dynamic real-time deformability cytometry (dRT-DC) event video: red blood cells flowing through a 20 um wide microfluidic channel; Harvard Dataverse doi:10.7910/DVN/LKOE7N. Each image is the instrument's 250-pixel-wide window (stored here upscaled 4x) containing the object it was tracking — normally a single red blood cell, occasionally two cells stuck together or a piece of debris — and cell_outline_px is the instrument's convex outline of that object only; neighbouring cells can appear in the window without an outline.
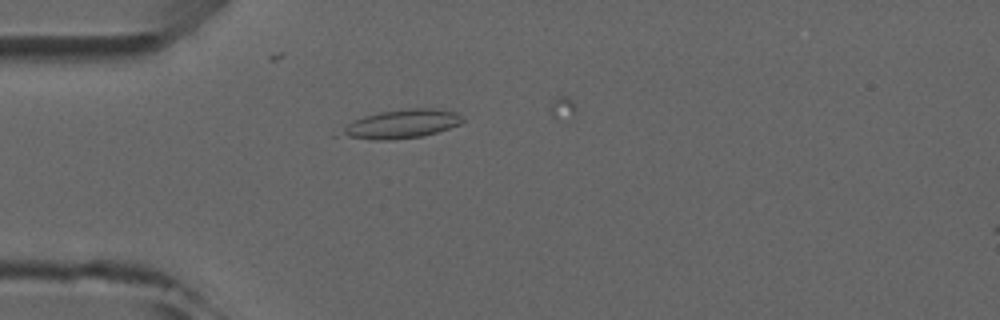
{"species": "common noctule bat (a hibernating species)", "species_latin": "Nyctalus noctula", "temperature_condition": "room temperature", "stored_images_in_passage": 5, "camera_frame_rate_fps": 3000, "um_per_image_px": 0.085, "animal": {"sex": "male", "forearm_length_mm": 52.5}, "frame": {"image": 1, "passage_image": 4, "time_ms": 3.667, "image_size_px": [1000, 320], "cell_outline_px": [[464, 120], [460, 124], [436, 132], [420, 136], [388, 140], [372, 140], [332, 136], [352, 120], [364, 116], [380, 112], [408, 108], [436, 108], [456, 112]], "centroid_in_image_um": [34.01, 10.55], "position_along_channel_um": 51.0, "area_um2": 20.58}}